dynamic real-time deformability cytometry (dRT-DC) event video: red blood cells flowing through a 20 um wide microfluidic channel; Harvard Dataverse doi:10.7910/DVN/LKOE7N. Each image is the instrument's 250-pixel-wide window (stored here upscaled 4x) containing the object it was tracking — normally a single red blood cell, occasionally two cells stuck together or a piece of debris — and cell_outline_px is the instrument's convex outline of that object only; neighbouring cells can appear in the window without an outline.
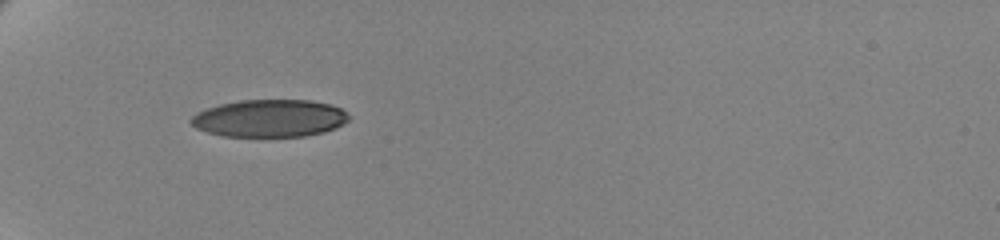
{"species": "human", "species_latin": "Homo sapiens", "temperature_condition": "cold", "stored_images_in_passage": 39, "camera_frame_rate_fps": 3000, "um_per_image_px": 0.085, "donor": {"sex": "female"}, "frame": {"image": 1, "passage_image": 1, "time_ms": 0.0, "image_size_px": [1000, 240], "cell_outline_px": [[348, 120], [336, 128], [324, 132], [304, 136], [224, 136], [208, 132], [196, 128], [188, 120], [196, 112], [220, 104], [240, 100], [308, 100], [332, 104], [340, 108], [348, 116]], "centroid_in_image_um": [22.9, 10.05], "position_along_channel_um": 62.1, "area_um2": 34.33}}
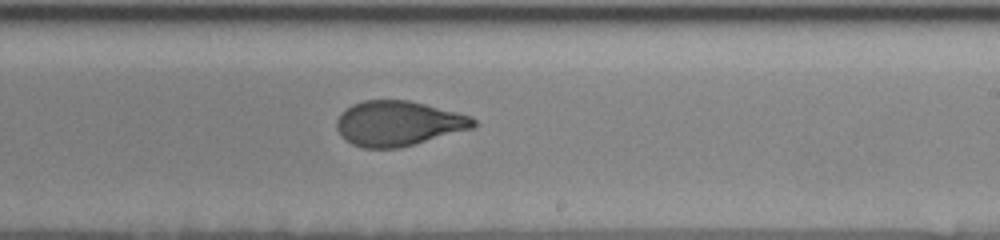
{"frame": {"image": 2, "passage_image": 19, "time_ms": 6.0, "image_size_px": [1000, 240], "cell_outline_px": [[476, 124], [472, 128], [400, 148], [364, 148], [352, 144], [336, 128], [336, 120], [352, 104], [364, 100], [408, 100], [472, 116], [476, 120]], "centroid_in_image_um": [33.87, 10.49], "position_along_channel_um": 255.1, "area_um2": 35.37}}
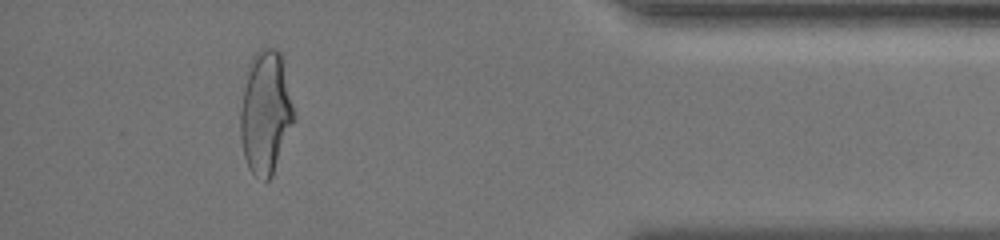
{"frame": {"image": 3, "passage_image": 35, "time_ms": 11.333, "image_size_px": [1000, 240], "cell_outline_px": [[296, 116], [272, 176], [268, 180], [264, 180], [256, 176], [248, 168], [244, 156], [240, 136], [240, 108], [248, 64], [252, 56], [256, 52], [264, 48], [276, 48], [280, 52]], "centroid_in_image_um": [22.56, 9.56], "position_along_channel_um": 412.6, "area_um2": 38.32}, "authors_computed_cell_mechanics": {"area_um2": 36.5874, "velocity_mm_per_s": 3.4897, "shape_relaxation_time_tau1_ms": 5.231, "shape_relaxation_time_tau2_ms": 1.0422, "deformation_change_tau1": 0.1773, "deformation_change_tau2": 0.0688}}